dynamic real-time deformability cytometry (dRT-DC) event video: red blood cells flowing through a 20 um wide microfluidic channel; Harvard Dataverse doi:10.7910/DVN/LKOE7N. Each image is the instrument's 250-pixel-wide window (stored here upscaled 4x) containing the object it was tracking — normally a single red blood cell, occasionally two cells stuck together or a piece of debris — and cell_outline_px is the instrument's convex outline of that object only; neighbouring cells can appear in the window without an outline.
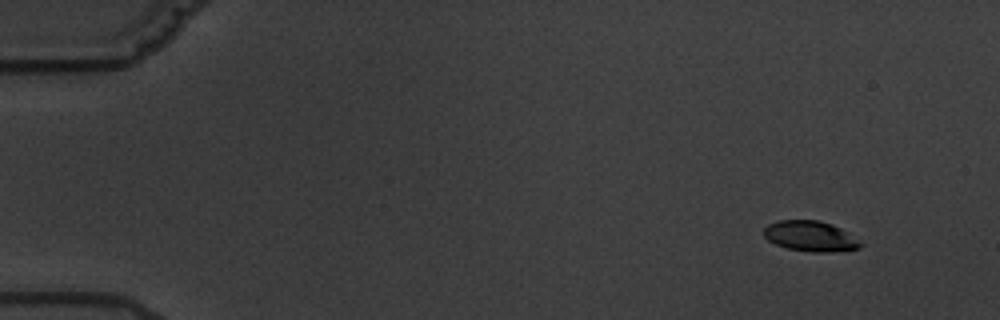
{"species": "common noctule bat (a hibernating species)", "species_latin": "Nyctalus noctula", "temperature_condition": "warm", "stored_images_in_passage": 5, "camera_frame_rate_fps": 3000, "um_per_image_px": 0.085, "animal": {"sex": "male", "body_mass_g": 19.5, "forearm_length_mm": 54.6}, "frame": {"image": 1, "passage_image": 1, "time_ms": 0.0, "image_size_px": [1000, 320], "cell_outline_px": [[864, 244], [860, 248], [828, 252], [812, 252], [788, 248], [776, 244], [768, 240], [764, 236], [764, 228], [768, 224], [780, 220], [820, 220], [832, 224], [848, 232]], "centroid_in_image_um": [68.9, 20.07], "position_along_channel_um": 16.1, "area_um2": 17.11}}
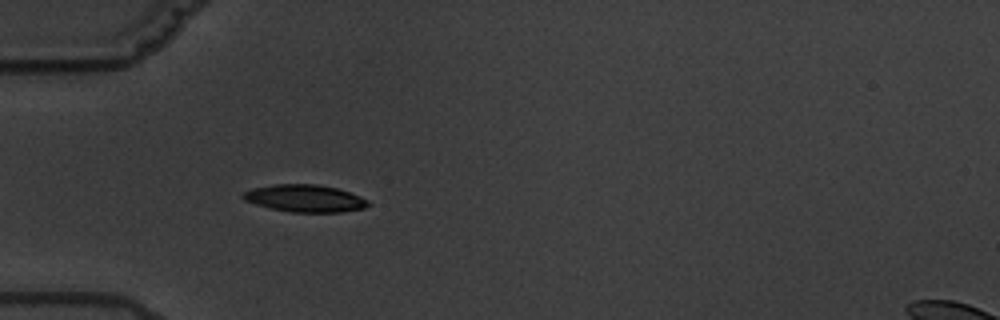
{"frame": {"image": 2, "passage_image": 5, "time_ms": 4.667, "image_size_px": [1000, 320], "cell_outline_px": [[368, 204], [364, 208], [340, 212], [292, 212], [272, 208], [256, 204], [244, 200], [240, 196], [244, 192], [252, 188], [276, 184], [316, 184], [336, 188], [360, 196], [368, 200]], "centroid_in_image_um": [25.89, 16.85], "position_along_channel_um": 59.1, "area_um2": 19.65}}